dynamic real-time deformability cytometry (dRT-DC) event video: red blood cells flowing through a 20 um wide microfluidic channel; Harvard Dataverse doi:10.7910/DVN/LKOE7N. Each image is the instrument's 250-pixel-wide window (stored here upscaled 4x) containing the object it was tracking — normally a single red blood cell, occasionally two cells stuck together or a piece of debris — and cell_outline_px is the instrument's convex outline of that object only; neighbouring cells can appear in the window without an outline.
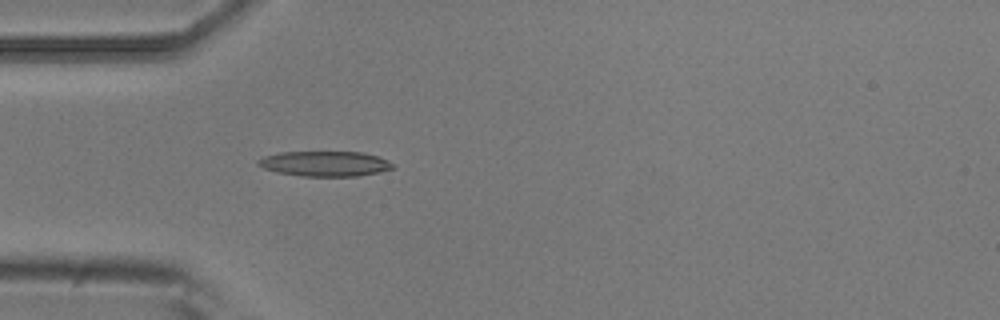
{"species": "common noctule bat (a hibernating species)", "species_latin": "Nyctalus noctula", "temperature_condition": "room temperature", "stored_images_in_passage": 4, "camera_frame_rate_fps": 3000, "um_per_image_px": 0.085, "animal": {"sex": "male", "body_mass_g": 20.5, "forearm_length_mm": 52.5}, "frame": {"image": 1, "passage_image": 4, "time_ms": 1.0, "image_size_px": [1000, 320], "cell_outline_px": [[396, 168], [380, 172], [356, 176], [300, 176], [276, 172], [264, 168], [256, 164], [256, 160], [264, 156], [280, 152], [364, 152], [380, 156], [392, 164]], "centroid_in_image_um": [27.62, 13.91], "position_along_channel_um": 57.4, "area_um2": 19.88}}